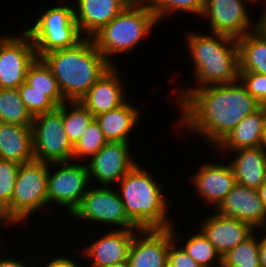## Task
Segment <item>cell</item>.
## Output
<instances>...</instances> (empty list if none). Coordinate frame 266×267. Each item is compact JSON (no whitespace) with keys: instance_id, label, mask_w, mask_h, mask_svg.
<instances>
[{"instance_id":"6da1fadb","label":"cell","mask_w":266,"mask_h":267,"mask_svg":"<svg viewBox=\"0 0 266 267\" xmlns=\"http://www.w3.org/2000/svg\"><path fill=\"white\" fill-rule=\"evenodd\" d=\"M178 107L180 116L174 125L197 135L213 149L261 105L237 80L192 91Z\"/></svg>"},{"instance_id":"7a4b0ae2","label":"cell","mask_w":266,"mask_h":267,"mask_svg":"<svg viewBox=\"0 0 266 267\" xmlns=\"http://www.w3.org/2000/svg\"><path fill=\"white\" fill-rule=\"evenodd\" d=\"M196 32V33H195ZM191 30L186 33L185 49L193 67V85L173 87L172 94L178 106L192 91L212 85L227 84L239 80V54L237 40L233 37ZM195 85V86H194ZM181 87V88H180ZM178 88V89H177Z\"/></svg>"},{"instance_id":"3957f363","label":"cell","mask_w":266,"mask_h":267,"mask_svg":"<svg viewBox=\"0 0 266 267\" xmlns=\"http://www.w3.org/2000/svg\"><path fill=\"white\" fill-rule=\"evenodd\" d=\"M141 166L138 162L114 187L127 216L139 229H168L176 220L168 216L171 201L152 171Z\"/></svg>"},{"instance_id":"277c9868","label":"cell","mask_w":266,"mask_h":267,"mask_svg":"<svg viewBox=\"0 0 266 267\" xmlns=\"http://www.w3.org/2000/svg\"><path fill=\"white\" fill-rule=\"evenodd\" d=\"M42 59L50 67L65 101H80L112 66L97 50L92 38L47 53Z\"/></svg>"},{"instance_id":"5b68a950","label":"cell","mask_w":266,"mask_h":267,"mask_svg":"<svg viewBox=\"0 0 266 267\" xmlns=\"http://www.w3.org/2000/svg\"><path fill=\"white\" fill-rule=\"evenodd\" d=\"M158 20L142 0H133L93 37L97 50L111 65L119 54L132 53L152 34ZM117 54V55H116Z\"/></svg>"},{"instance_id":"8992f818","label":"cell","mask_w":266,"mask_h":267,"mask_svg":"<svg viewBox=\"0 0 266 267\" xmlns=\"http://www.w3.org/2000/svg\"><path fill=\"white\" fill-rule=\"evenodd\" d=\"M67 1L57 0V6L53 4L48 9L44 8L45 11H38L35 21L24 27L33 41L37 58L55 50L74 47L84 39L75 21L74 6Z\"/></svg>"},{"instance_id":"52a82bcc","label":"cell","mask_w":266,"mask_h":267,"mask_svg":"<svg viewBox=\"0 0 266 267\" xmlns=\"http://www.w3.org/2000/svg\"><path fill=\"white\" fill-rule=\"evenodd\" d=\"M48 169L49 163L36 160L21 164L19 167L14 193L8 206L11 213L24 225L22 228L26 227L29 218H33L31 217L33 214L49 209L47 201Z\"/></svg>"},{"instance_id":"ba28073f","label":"cell","mask_w":266,"mask_h":267,"mask_svg":"<svg viewBox=\"0 0 266 267\" xmlns=\"http://www.w3.org/2000/svg\"><path fill=\"white\" fill-rule=\"evenodd\" d=\"M74 221L105 225L111 230H139L129 219L119 193L114 187L90 186L79 206L68 217ZM114 226V227H113ZM117 226V228H116Z\"/></svg>"},{"instance_id":"9c48e42d","label":"cell","mask_w":266,"mask_h":267,"mask_svg":"<svg viewBox=\"0 0 266 267\" xmlns=\"http://www.w3.org/2000/svg\"><path fill=\"white\" fill-rule=\"evenodd\" d=\"M90 186L86 163L74 160L50 163L47 178L48 208L53 207L52 204L59 205L70 216Z\"/></svg>"},{"instance_id":"30bf717a","label":"cell","mask_w":266,"mask_h":267,"mask_svg":"<svg viewBox=\"0 0 266 267\" xmlns=\"http://www.w3.org/2000/svg\"><path fill=\"white\" fill-rule=\"evenodd\" d=\"M31 127L36 161L50 164L73 160V145L64 132L63 115L58 109L34 116Z\"/></svg>"},{"instance_id":"8fae6325","label":"cell","mask_w":266,"mask_h":267,"mask_svg":"<svg viewBox=\"0 0 266 267\" xmlns=\"http://www.w3.org/2000/svg\"><path fill=\"white\" fill-rule=\"evenodd\" d=\"M245 0H204L201 19H206L208 32L238 39L256 28ZM248 5V6H247Z\"/></svg>"},{"instance_id":"7c38bea8","label":"cell","mask_w":266,"mask_h":267,"mask_svg":"<svg viewBox=\"0 0 266 267\" xmlns=\"http://www.w3.org/2000/svg\"><path fill=\"white\" fill-rule=\"evenodd\" d=\"M36 58L33 41L23 29L9 35L0 45V88L18 89Z\"/></svg>"},{"instance_id":"4fadbf2b","label":"cell","mask_w":266,"mask_h":267,"mask_svg":"<svg viewBox=\"0 0 266 267\" xmlns=\"http://www.w3.org/2000/svg\"><path fill=\"white\" fill-rule=\"evenodd\" d=\"M130 147V143L107 142L86 161L90 184L96 180L92 183L94 186L96 182V186H115L138 163L134 161Z\"/></svg>"},{"instance_id":"5bb4252c","label":"cell","mask_w":266,"mask_h":267,"mask_svg":"<svg viewBox=\"0 0 266 267\" xmlns=\"http://www.w3.org/2000/svg\"><path fill=\"white\" fill-rule=\"evenodd\" d=\"M204 161L188 178L195 195L215 210L236 184L235 175L229 162ZM211 204V205H210ZM213 205V206H212Z\"/></svg>"},{"instance_id":"9a60e30c","label":"cell","mask_w":266,"mask_h":267,"mask_svg":"<svg viewBox=\"0 0 266 267\" xmlns=\"http://www.w3.org/2000/svg\"><path fill=\"white\" fill-rule=\"evenodd\" d=\"M171 228L139 229L133 236L126 267H167Z\"/></svg>"},{"instance_id":"2e32d148","label":"cell","mask_w":266,"mask_h":267,"mask_svg":"<svg viewBox=\"0 0 266 267\" xmlns=\"http://www.w3.org/2000/svg\"><path fill=\"white\" fill-rule=\"evenodd\" d=\"M138 230H108L105 234L95 237L88 245L79 248L83 261L88 259L87 266H110L126 264L134 234ZM90 261V263H89Z\"/></svg>"},{"instance_id":"e0dca14e","label":"cell","mask_w":266,"mask_h":267,"mask_svg":"<svg viewBox=\"0 0 266 267\" xmlns=\"http://www.w3.org/2000/svg\"><path fill=\"white\" fill-rule=\"evenodd\" d=\"M120 66L112 65L79 101L94 116L123 105L128 97L127 84L120 74Z\"/></svg>"},{"instance_id":"ac0fdd59","label":"cell","mask_w":266,"mask_h":267,"mask_svg":"<svg viewBox=\"0 0 266 267\" xmlns=\"http://www.w3.org/2000/svg\"><path fill=\"white\" fill-rule=\"evenodd\" d=\"M215 211L249 223L254 229L266 228V211L257 189L236 183Z\"/></svg>"},{"instance_id":"d6986e66","label":"cell","mask_w":266,"mask_h":267,"mask_svg":"<svg viewBox=\"0 0 266 267\" xmlns=\"http://www.w3.org/2000/svg\"><path fill=\"white\" fill-rule=\"evenodd\" d=\"M213 211L214 213H208L207 215H211L204 217L205 220L200 221L198 227L222 257L248 238L255 229L249 223L235 218H226Z\"/></svg>"},{"instance_id":"ffe728a7","label":"cell","mask_w":266,"mask_h":267,"mask_svg":"<svg viewBox=\"0 0 266 267\" xmlns=\"http://www.w3.org/2000/svg\"><path fill=\"white\" fill-rule=\"evenodd\" d=\"M75 21L84 38H92L133 0H73Z\"/></svg>"},{"instance_id":"44dd1931","label":"cell","mask_w":266,"mask_h":267,"mask_svg":"<svg viewBox=\"0 0 266 267\" xmlns=\"http://www.w3.org/2000/svg\"><path fill=\"white\" fill-rule=\"evenodd\" d=\"M129 100L95 117L108 142L131 143L132 133L138 128L143 113L141 108Z\"/></svg>"},{"instance_id":"7402d4cb","label":"cell","mask_w":266,"mask_h":267,"mask_svg":"<svg viewBox=\"0 0 266 267\" xmlns=\"http://www.w3.org/2000/svg\"><path fill=\"white\" fill-rule=\"evenodd\" d=\"M231 153V154H230ZM236 183L259 189L266 182V153L260 148H242L228 152Z\"/></svg>"},{"instance_id":"603a6c76","label":"cell","mask_w":266,"mask_h":267,"mask_svg":"<svg viewBox=\"0 0 266 267\" xmlns=\"http://www.w3.org/2000/svg\"><path fill=\"white\" fill-rule=\"evenodd\" d=\"M266 121V106H261L253 114L241 120L238 125L214 148L222 155L242 148H257L260 145L264 123Z\"/></svg>"},{"instance_id":"cb8c5ba5","label":"cell","mask_w":266,"mask_h":267,"mask_svg":"<svg viewBox=\"0 0 266 267\" xmlns=\"http://www.w3.org/2000/svg\"><path fill=\"white\" fill-rule=\"evenodd\" d=\"M0 159L19 165L35 160L31 126L0 122Z\"/></svg>"},{"instance_id":"d4e9b609","label":"cell","mask_w":266,"mask_h":267,"mask_svg":"<svg viewBox=\"0 0 266 267\" xmlns=\"http://www.w3.org/2000/svg\"><path fill=\"white\" fill-rule=\"evenodd\" d=\"M237 40L239 72L266 75V40L255 30Z\"/></svg>"},{"instance_id":"484cf974","label":"cell","mask_w":266,"mask_h":267,"mask_svg":"<svg viewBox=\"0 0 266 267\" xmlns=\"http://www.w3.org/2000/svg\"><path fill=\"white\" fill-rule=\"evenodd\" d=\"M175 224L170 227L174 240L201 267H210L222 261V257L216 251L213 244L208 240V238L198 227L196 230H193L195 231V233L193 231L190 234L188 233V239L185 240L184 237L180 236L181 233L178 234L179 230L175 227L178 223ZM179 237L183 239H179ZM181 240H183L184 242H181ZM180 242L181 244H183L181 245Z\"/></svg>"},{"instance_id":"4316f807","label":"cell","mask_w":266,"mask_h":267,"mask_svg":"<svg viewBox=\"0 0 266 267\" xmlns=\"http://www.w3.org/2000/svg\"><path fill=\"white\" fill-rule=\"evenodd\" d=\"M57 109L63 115L64 132L74 146L95 117L79 101H66Z\"/></svg>"},{"instance_id":"83f0119b","label":"cell","mask_w":266,"mask_h":267,"mask_svg":"<svg viewBox=\"0 0 266 267\" xmlns=\"http://www.w3.org/2000/svg\"><path fill=\"white\" fill-rule=\"evenodd\" d=\"M25 82L32 87V90L47 92V97L58 107L66 102L58 87L56 78L42 58H36L30 65Z\"/></svg>"},{"instance_id":"f1b7e54d","label":"cell","mask_w":266,"mask_h":267,"mask_svg":"<svg viewBox=\"0 0 266 267\" xmlns=\"http://www.w3.org/2000/svg\"><path fill=\"white\" fill-rule=\"evenodd\" d=\"M33 119L21 100L18 89L0 88V122L32 126Z\"/></svg>"},{"instance_id":"f546056e","label":"cell","mask_w":266,"mask_h":267,"mask_svg":"<svg viewBox=\"0 0 266 267\" xmlns=\"http://www.w3.org/2000/svg\"><path fill=\"white\" fill-rule=\"evenodd\" d=\"M222 261L229 267H261L257 229L234 249L223 255Z\"/></svg>"},{"instance_id":"4dcf8cb0","label":"cell","mask_w":266,"mask_h":267,"mask_svg":"<svg viewBox=\"0 0 266 267\" xmlns=\"http://www.w3.org/2000/svg\"><path fill=\"white\" fill-rule=\"evenodd\" d=\"M155 14L159 25L165 18L177 12L195 14L200 17L204 9V0H142ZM163 19V20H162Z\"/></svg>"},{"instance_id":"1f68e13d","label":"cell","mask_w":266,"mask_h":267,"mask_svg":"<svg viewBox=\"0 0 266 267\" xmlns=\"http://www.w3.org/2000/svg\"><path fill=\"white\" fill-rule=\"evenodd\" d=\"M107 142L100 125L94 118L79 141L73 146V160L86 163Z\"/></svg>"},{"instance_id":"d6a6232c","label":"cell","mask_w":266,"mask_h":267,"mask_svg":"<svg viewBox=\"0 0 266 267\" xmlns=\"http://www.w3.org/2000/svg\"><path fill=\"white\" fill-rule=\"evenodd\" d=\"M18 90L21 100L33 117L54 111L58 108V106L49 97H47V92L32 90V87L26 82H24Z\"/></svg>"},{"instance_id":"836d02e7","label":"cell","mask_w":266,"mask_h":267,"mask_svg":"<svg viewBox=\"0 0 266 267\" xmlns=\"http://www.w3.org/2000/svg\"><path fill=\"white\" fill-rule=\"evenodd\" d=\"M20 165L0 159V199L11 202Z\"/></svg>"},{"instance_id":"e575fe53","label":"cell","mask_w":266,"mask_h":267,"mask_svg":"<svg viewBox=\"0 0 266 267\" xmlns=\"http://www.w3.org/2000/svg\"><path fill=\"white\" fill-rule=\"evenodd\" d=\"M239 80L246 91L261 106H266V75L255 72H239Z\"/></svg>"},{"instance_id":"d590c367","label":"cell","mask_w":266,"mask_h":267,"mask_svg":"<svg viewBox=\"0 0 266 267\" xmlns=\"http://www.w3.org/2000/svg\"><path fill=\"white\" fill-rule=\"evenodd\" d=\"M167 267H201L187 252L174 240L168 251Z\"/></svg>"},{"instance_id":"8d00e7d4","label":"cell","mask_w":266,"mask_h":267,"mask_svg":"<svg viewBox=\"0 0 266 267\" xmlns=\"http://www.w3.org/2000/svg\"><path fill=\"white\" fill-rule=\"evenodd\" d=\"M63 255L64 254H62V256L60 257H53V255H51L52 259L50 258L49 262H47L46 260L45 263L40 267H80L81 265L83 266V264H79L77 259H73L71 255L68 254V257H65V255Z\"/></svg>"},{"instance_id":"74e56055","label":"cell","mask_w":266,"mask_h":267,"mask_svg":"<svg viewBox=\"0 0 266 267\" xmlns=\"http://www.w3.org/2000/svg\"><path fill=\"white\" fill-rule=\"evenodd\" d=\"M18 224L20 225V227L22 226L17 218L11 213L8 204L0 199V226L5 225L7 226L6 228L14 226L13 228L15 229L16 225V227L18 228Z\"/></svg>"},{"instance_id":"f35d334b","label":"cell","mask_w":266,"mask_h":267,"mask_svg":"<svg viewBox=\"0 0 266 267\" xmlns=\"http://www.w3.org/2000/svg\"><path fill=\"white\" fill-rule=\"evenodd\" d=\"M257 233L259 242L260 266L266 267V228L257 229Z\"/></svg>"},{"instance_id":"ab89813d","label":"cell","mask_w":266,"mask_h":267,"mask_svg":"<svg viewBox=\"0 0 266 267\" xmlns=\"http://www.w3.org/2000/svg\"><path fill=\"white\" fill-rule=\"evenodd\" d=\"M1 255H0V267H29V265H31V263L29 264L26 259L22 260V259H18L19 257H12L10 258L8 255H4V257L1 259ZM26 261V263H25Z\"/></svg>"},{"instance_id":"60d3db41","label":"cell","mask_w":266,"mask_h":267,"mask_svg":"<svg viewBox=\"0 0 266 267\" xmlns=\"http://www.w3.org/2000/svg\"><path fill=\"white\" fill-rule=\"evenodd\" d=\"M263 13L258 17L256 21L255 31L260 34L264 39H266V4L263 7Z\"/></svg>"},{"instance_id":"b9f144b4","label":"cell","mask_w":266,"mask_h":267,"mask_svg":"<svg viewBox=\"0 0 266 267\" xmlns=\"http://www.w3.org/2000/svg\"><path fill=\"white\" fill-rule=\"evenodd\" d=\"M260 199L264 204V209L266 211V182L258 189Z\"/></svg>"},{"instance_id":"7bdbcfd3","label":"cell","mask_w":266,"mask_h":267,"mask_svg":"<svg viewBox=\"0 0 266 267\" xmlns=\"http://www.w3.org/2000/svg\"><path fill=\"white\" fill-rule=\"evenodd\" d=\"M259 147L266 153V121L264 123L262 138Z\"/></svg>"},{"instance_id":"ee69618b","label":"cell","mask_w":266,"mask_h":267,"mask_svg":"<svg viewBox=\"0 0 266 267\" xmlns=\"http://www.w3.org/2000/svg\"><path fill=\"white\" fill-rule=\"evenodd\" d=\"M245 1H247V3H249V5H256L257 6V4L259 3H261L262 1H264V0H245ZM255 3H257V4H255Z\"/></svg>"},{"instance_id":"f6af8a7d","label":"cell","mask_w":266,"mask_h":267,"mask_svg":"<svg viewBox=\"0 0 266 267\" xmlns=\"http://www.w3.org/2000/svg\"><path fill=\"white\" fill-rule=\"evenodd\" d=\"M86 267H126V264L110 265V266H86Z\"/></svg>"},{"instance_id":"bcb514c9","label":"cell","mask_w":266,"mask_h":267,"mask_svg":"<svg viewBox=\"0 0 266 267\" xmlns=\"http://www.w3.org/2000/svg\"><path fill=\"white\" fill-rule=\"evenodd\" d=\"M210 267H229V266H227L223 261H221L220 263L210 266Z\"/></svg>"},{"instance_id":"7dc6e473","label":"cell","mask_w":266,"mask_h":267,"mask_svg":"<svg viewBox=\"0 0 266 267\" xmlns=\"http://www.w3.org/2000/svg\"><path fill=\"white\" fill-rule=\"evenodd\" d=\"M9 35H10V34H8V35H7V34H5V35H4V34H3V35L1 34V35H0V45L2 44V42H3Z\"/></svg>"},{"instance_id":"c3c4849f","label":"cell","mask_w":266,"mask_h":267,"mask_svg":"<svg viewBox=\"0 0 266 267\" xmlns=\"http://www.w3.org/2000/svg\"><path fill=\"white\" fill-rule=\"evenodd\" d=\"M29 267H39V266H38V265H37V266H36V265L34 266V265L32 264V265H30Z\"/></svg>"}]
</instances>
